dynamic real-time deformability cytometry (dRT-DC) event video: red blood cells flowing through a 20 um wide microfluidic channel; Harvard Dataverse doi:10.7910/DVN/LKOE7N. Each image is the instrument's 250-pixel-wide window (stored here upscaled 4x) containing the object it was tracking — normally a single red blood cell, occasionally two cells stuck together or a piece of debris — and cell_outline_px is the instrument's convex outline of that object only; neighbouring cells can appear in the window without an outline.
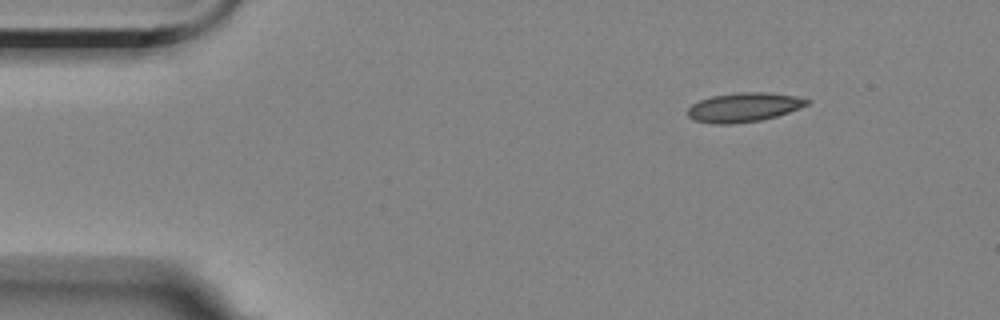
{"species": "Egyptian fruit bat (a non-hibernating species)", "species_latin": "Rousettus aegyptiacus", "temperature_condition": "room temperature", "stored_images_in_passage": 4, "camera_frame_rate_fps": 3000, "um_per_image_px": 0.085, "animal": {"sex": "female"}, "frame": {"image": 1, "passage_image": 1, "time_ms": 0.0, "image_size_px": [1000, 320], "cell_outline_px": [[812, 100], [808, 104], [800, 108], [776, 116], [760, 120], [732, 124], [712, 124], [692, 120], [688, 116], [688, 108], [692, 104], [700, 100], [712, 96], [736, 92], [768, 92], [796, 96]], "centroid_in_image_um": [63.22, 9.12], "position_along_channel_um": 21.8, "area_um2": 20.4}}